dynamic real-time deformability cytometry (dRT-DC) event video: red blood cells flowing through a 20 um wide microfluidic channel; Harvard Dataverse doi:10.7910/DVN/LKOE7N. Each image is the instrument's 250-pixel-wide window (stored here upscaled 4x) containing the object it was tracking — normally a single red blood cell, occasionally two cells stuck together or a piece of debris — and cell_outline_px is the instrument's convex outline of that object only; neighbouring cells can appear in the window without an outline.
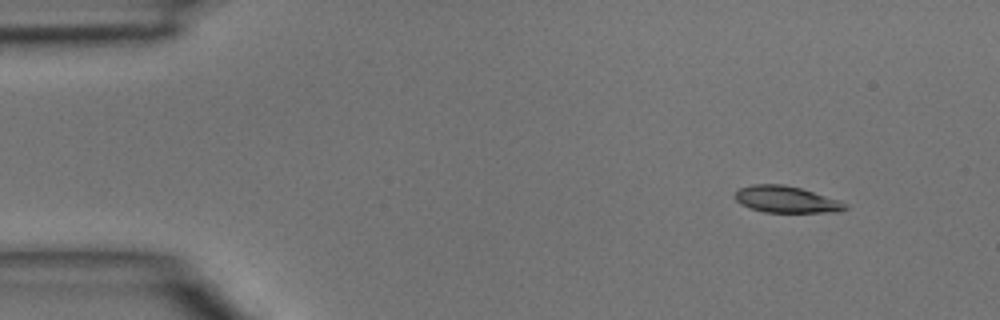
{"species": "common noctule bat (a hibernating species)", "species_latin": "Nyctalus noctula", "temperature_condition": "room temperature", "stored_images_in_passage": 9, "camera_frame_rate_fps": 3000, "um_per_image_px": 0.085, "animal": {"sex": "male", "body_mass_g": 15.6}, "frame": {"image": 1, "passage_image": 1, "time_ms": 0.0, "image_size_px": [1000, 320], "cell_outline_px": [[848, 208], [836, 212], [764, 212], [740, 204], [732, 196], [740, 188], [752, 184], [784, 184], [800, 188], [840, 200], [848, 204]], "centroid_in_image_um": [66.83, 16.95], "position_along_channel_um": 18.2, "area_um2": 17.11}}